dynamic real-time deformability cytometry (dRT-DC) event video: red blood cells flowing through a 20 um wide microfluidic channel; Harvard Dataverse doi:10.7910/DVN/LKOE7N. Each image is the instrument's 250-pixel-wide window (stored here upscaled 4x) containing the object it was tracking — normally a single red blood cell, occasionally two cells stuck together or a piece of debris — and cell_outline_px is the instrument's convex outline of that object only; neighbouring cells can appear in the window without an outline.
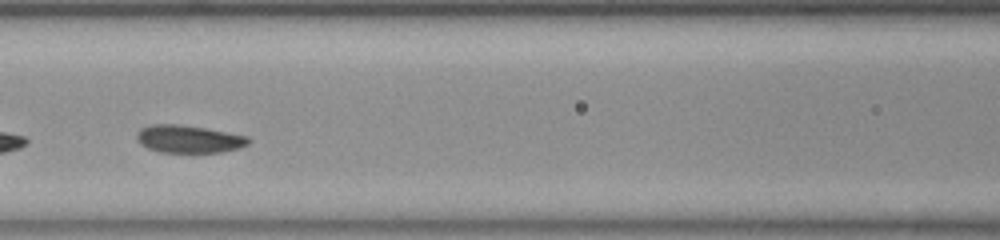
{"species": "common noctule bat (a hibernating species)", "species_latin": "Nyctalus noctula", "temperature_condition": "room temperature", "stored_images_in_passage": 47, "camera_frame_rate_fps": 3000, "um_per_image_px": 0.085, "animal": {"sex": "female", "body_mass_g": 23.0, "forearm_length_mm": 53.4}, "frame": {"image": 1, "passage_image": 16, "time_ms": 5.0, "image_size_px": [1000, 240], "cell_outline_px": [[252, 140], [248, 144], [240, 148], [220, 152], [160, 152], [148, 148], [140, 144], [136, 136], [140, 128], [152, 124], [180, 124], [208, 128], [248, 136]], "centroid_in_image_um": [16.07, 11.81], "position_along_channel_um": 150.5, "area_um2": 18.15}}
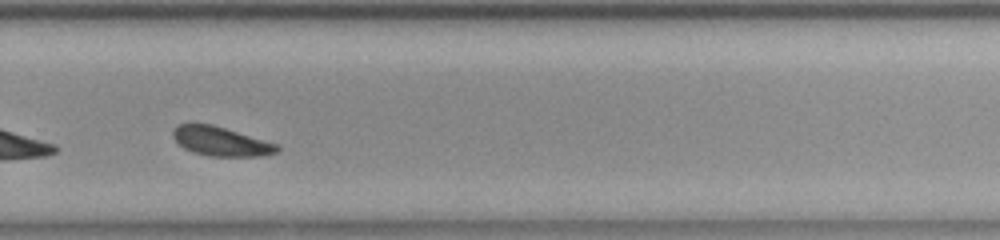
{"frame": {"image": 2, "passage_image": 29, "time_ms": 9.333, "image_size_px": [1000, 240], "cell_outline_px": [[280, 148], [276, 152], [260, 156], [208, 156], [192, 152], [184, 148], [172, 136], [172, 132], [180, 124], [212, 124], [276, 144]], "centroid_in_image_um": [18.75, 12.03], "position_along_channel_um": 311.1, "area_um2": 17.28}}
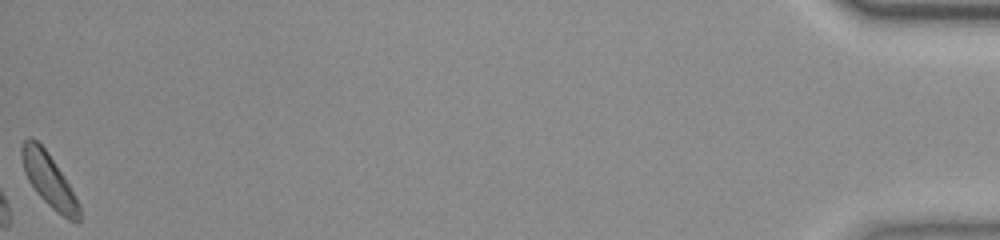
{"frame": {"image": 3, "passage_image": 47, "time_ms": 15.333, "image_size_px": [1000, 240], "cell_outline_px": [[80, 220], [76, 224], [68, 220], [56, 212], [36, 192], [28, 180], [24, 172], [20, 152], [20, 148], [24, 140], [28, 136], [32, 136], [48, 152], [68, 184], [80, 204]], "centroid_in_image_um": [4.14, 15.31], "position_along_channel_um": 431.1, "area_um2": 17.86}}